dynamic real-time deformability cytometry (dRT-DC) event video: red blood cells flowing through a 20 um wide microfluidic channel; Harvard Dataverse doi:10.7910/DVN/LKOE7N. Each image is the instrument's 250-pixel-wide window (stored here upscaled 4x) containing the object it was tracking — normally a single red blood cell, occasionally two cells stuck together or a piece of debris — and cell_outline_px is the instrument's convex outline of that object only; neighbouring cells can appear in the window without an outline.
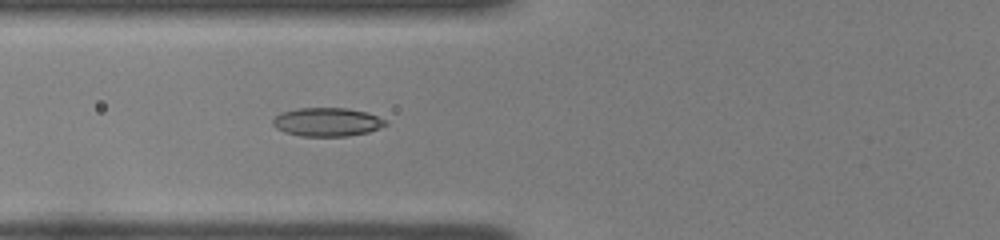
{"species": "common noctule bat (a hibernating species)", "species_latin": "Nyctalus noctula", "temperature_condition": "room temperature", "stored_images_in_passage": 35, "camera_frame_rate_fps": 3000, "um_per_image_px": 0.085, "animal": {"sex": "female", "body_mass_g": 22.0, "forearm_length_mm": 56.7}, "frame": {"image": 1, "passage_image": 5, "time_ms": 1.333, "image_size_px": [1000, 240], "cell_outline_px": [[388, 124], [380, 128], [368, 132], [348, 136], [300, 136], [284, 132], [276, 128], [272, 124], [272, 120], [280, 112], [300, 108], [348, 108], [364, 112], [376, 116], [384, 120]], "centroid_in_image_um": [27.77, 10.37], "position_along_channel_um": 98.0, "area_um2": 18.73}}
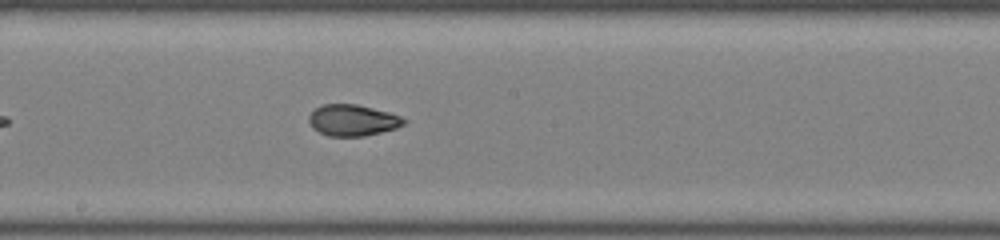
{"frame": {"image": 2, "passage_image": 14, "time_ms": 4.333, "image_size_px": [1000, 240], "cell_outline_px": [[408, 120], [404, 124], [396, 128], [364, 136], [328, 136], [312, 128], [308, 120], [308, 116], [316, 108], [324, 104], [356, 104], [388, 112], [400, 116]], "centroid_in_image_um": [29.96, 10.22], "position_along_channel_um": 218.2, "area_um2": 17.22}}
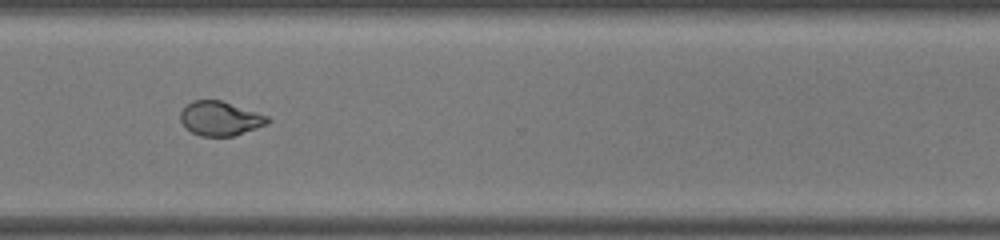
{"frame": {"image": 3, "passage_image": 24, "time_ms": 7.667, "image_size_px": [1000, 240], "cell_outline_px": [[272, 120], [268, 124], [232, 136], [200, 136], [192, 132], [180, 120], [180, 112], [192, 100], [220, 100], [268, 116]], "centroid_in_image_um": [18.72, 10.07], "position_along_channel_um": 351.9, "area_um2": 17.17}, "authors_computed_cell_mechanics": {"area_um2": 17.6868, "velocity_mm_per_s": 4.0057, "shape_relaxation_time_tau1_ms": 5.5135, "shape_relaxation_time_tau2_ms": 1.5467, "deformation_change_tau1": 0.1665, "deformation_change_tau2": 0.0652}}